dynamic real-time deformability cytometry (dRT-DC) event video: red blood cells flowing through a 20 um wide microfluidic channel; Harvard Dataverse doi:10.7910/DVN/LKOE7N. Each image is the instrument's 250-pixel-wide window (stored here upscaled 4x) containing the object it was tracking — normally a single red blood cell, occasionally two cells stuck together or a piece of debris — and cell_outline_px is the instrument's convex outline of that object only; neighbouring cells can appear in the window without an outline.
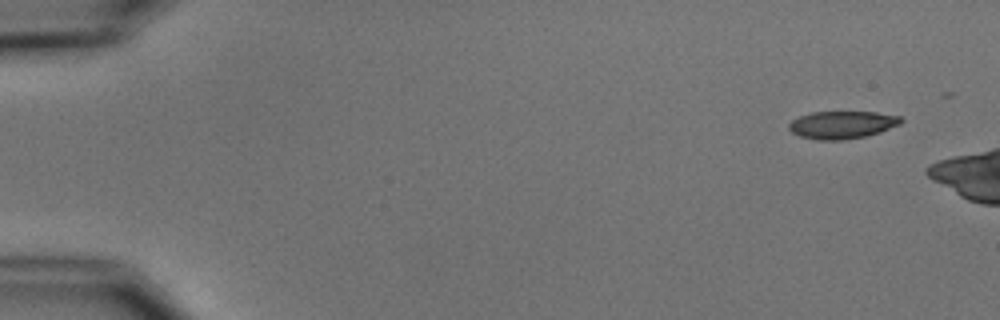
{"species": "common noctule bat (a hibernating species)", "species_latin": "Nyctalus noctula", "temperature_condition": "cold", "stored_images_in_passage": 4, "camera_frame_rate_fps": 3000, "um_per_image_px": 0.085, "animal": {"sex": "male", "body_mass_g": 15.6}, "frame": {"image": 1, "passage_image": 1, "time_ms": 0.0, "image_size_px": [1000, 320], "cell_outline_px": [[904, 120], [900, 124], [880, 132], [864, 136], [840, 140], [820, 140], [800, 136], [792, 132], [788, 128], [788, 124], [792, 120], [800, 116], [812, 112], [876, 112], [900, 116]], "centroid_in_image_um": [71.58, 10.6], "position_along_channel_um": 13.4, "area_um2": 17.92}}